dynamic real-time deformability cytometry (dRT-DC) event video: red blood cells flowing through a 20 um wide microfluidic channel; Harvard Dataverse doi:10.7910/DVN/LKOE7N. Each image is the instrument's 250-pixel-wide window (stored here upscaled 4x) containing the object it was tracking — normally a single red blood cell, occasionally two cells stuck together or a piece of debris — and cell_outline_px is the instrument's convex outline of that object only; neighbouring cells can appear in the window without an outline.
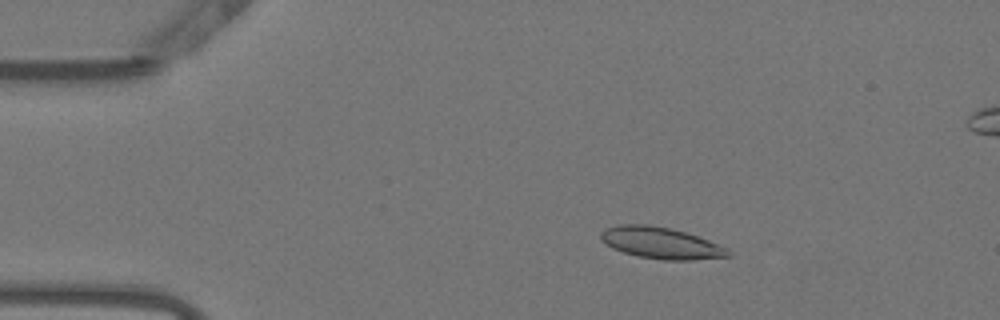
{"species": "Egyptian fruit bat (a non-hibernating species)", "species_latin": "Rousettus aegyptiacus", "temperature_condition": "warm", "stored_images_in_passage": 54, "segment_of_instrument_passage": [1, 2], "camera_frame_rate_fps": 3000, "um_per_image_px": 0.085, "animal": {"sex": "female"}, "frame": {"image": 1, "passage_image": 9, "time_ms": 2.667, "image_size_px": [1000, 320], "cell_outline_px": [[732, 256], [692, 260], [664, 260], [640, 256], [624, 252], [612, 248], [600, 240], [600, 232], [608, 228], [620, 224], [648, 224], [672, 228], [708, 240], [728, 248], [732, 252]], "centroid_in_image_um": [56.19, 20.65], "position_along_channel_um": 28.8, "area_um2": 23.35}}
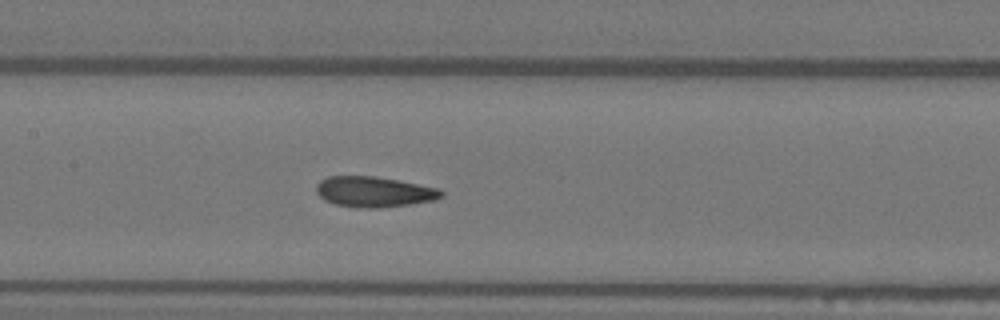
{"frame": {"image": 2, "passage_image": 25, "time_ms": 8.0, "image_size_px": [1000, 320], "cell_outline_px": [[444, 196], [436, 200], [412, 204], [376, 208], [360, 208], [336, 204], [324, 200], [316, 192], [316, 184], [320, 180], [328, 176], [372, 176], [396, 180], [440, 188], [444, 192]], "centroid_in_image_um": [31.81, 16.31], "position_along_channel_um": 175.6, "area_um2": 22.31}}
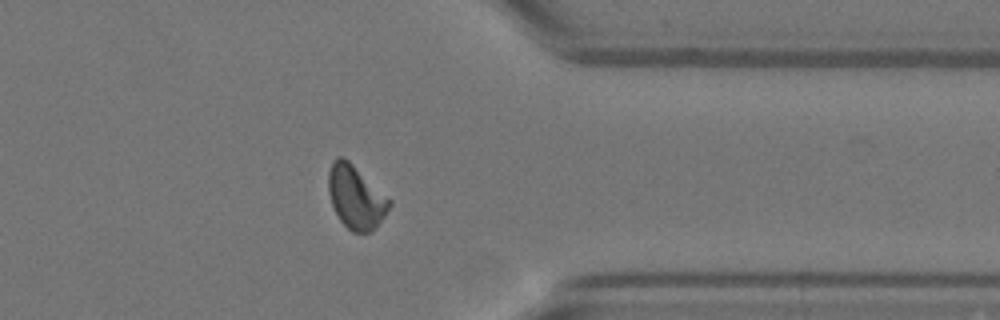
{"frame": {"image": 3, "passage_image": 42, "time_ms": 13.667, "image_size_px": [1000, 320], "cell_outline_px": [[392, 204], [384, 216], [372, 232], [352, 232], [340, 220], [332, 204], [328, 192], [328, 172], [332, 160], [336, 156], [340, 156], [348, 160], [392, 200]], "centroid_in_image_um": [30.24, 16.74], "position_along_channel_um": 381.2, "area_um2": 22.43}}